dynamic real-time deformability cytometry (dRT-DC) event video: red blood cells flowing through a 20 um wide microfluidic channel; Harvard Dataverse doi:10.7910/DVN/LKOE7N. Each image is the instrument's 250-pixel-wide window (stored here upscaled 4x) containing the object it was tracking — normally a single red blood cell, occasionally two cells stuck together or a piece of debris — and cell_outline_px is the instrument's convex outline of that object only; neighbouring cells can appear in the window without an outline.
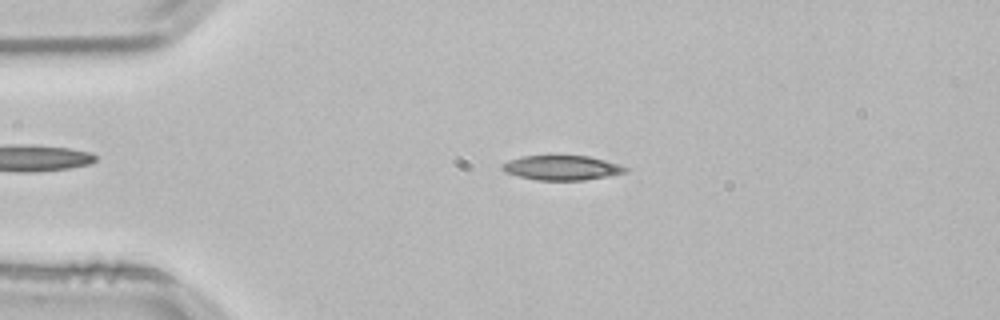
{"species": "common noctule bat (a hibernating species)", "species_latin": "Nyctalus noctula", "temperature_condition": "room temperature", "stored_images_in_passage": 52, "camera_frame_rate_fps": 3000, "um_per_image_px": 0.085, "animal": {"sex": "male", "body_mass_g": 21.5, "forearm_length_mm": 52.0}, "frame": {"image": 1, "passage_image": 11, "time_ms": 3.333, "image_size_px": [1000, 320], "cell_outline_px": [[628, 168], [624, 172], [608, 176], [584, 180], [536, 180], [504, 172], [500, 168], [500, 164], [508, 160], [520, 156], [588, 156], [620, 164]], "centroid_in_image_um": [47.7, 14.26], "position_along_channel_um": 37.3, "area_um2": 17.63}}
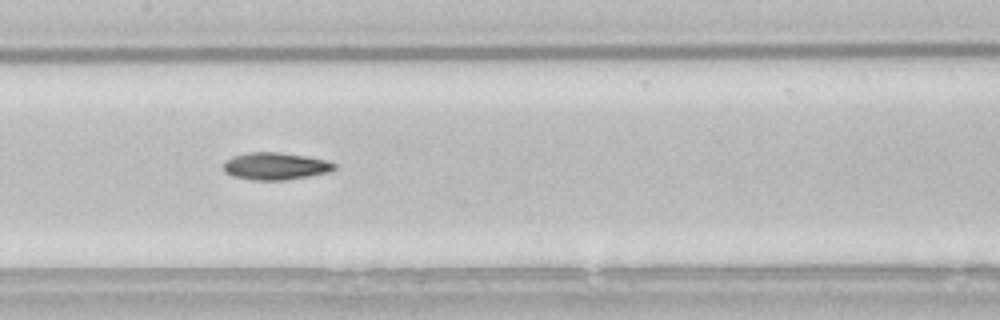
{"frame": {"image": 2, "passage_image": 25, "time_ms": 8.0, "image_size_px": [1000, 320], "cell_outline_px": [[336, 168], [328, 172], [308, 176], [284, 180], [252, 180], [232, 176], [224, 172], [224, 164], [232, 156], [248, 152], [276, 152], [308, 156], [328, 160], [336, 164]], "centroid_in_image_um": [23.42, 14.12], "position_along_channel_um": 184.0, "area_um2": 17.63}}
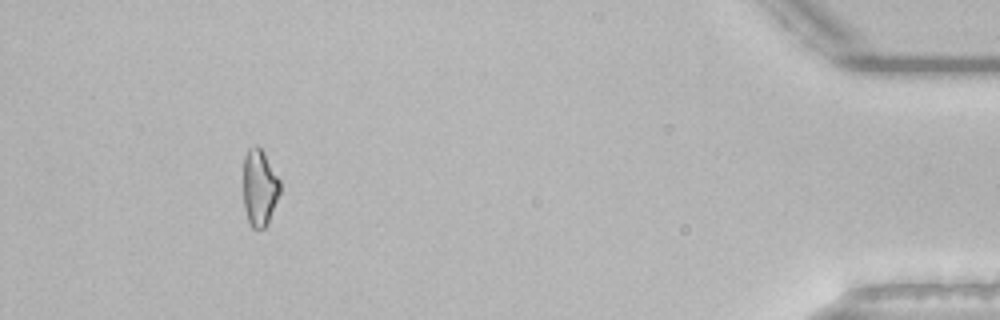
{"frame": {"image": 3, "passage_image": 48, "time_ms": 15.667, "image_size_px": [1000, 320], "cell_outline_px": [[280, 192], [268, 224], [264, 228], [252, 228], [248, 220], [244, 208], [244, 156], [248, 148], [256, 144], [264, 152], [280, 180]], "centroid_in_image_um": [22.06, 15.94], "position_along_channel_um": 413.1, "area_um2": 16.42}, "authors_computed_cell_mechanics": {"area_um2": 17.1955, "velocity_mm_per_s": 3.8497, "shape_relaxation_time_tau1_ms": 7.7179, "shape_relaxation_time_tau2_ms": null, "deformation_change_tau1": 0.1917, "deformation_change_tau2": null}}